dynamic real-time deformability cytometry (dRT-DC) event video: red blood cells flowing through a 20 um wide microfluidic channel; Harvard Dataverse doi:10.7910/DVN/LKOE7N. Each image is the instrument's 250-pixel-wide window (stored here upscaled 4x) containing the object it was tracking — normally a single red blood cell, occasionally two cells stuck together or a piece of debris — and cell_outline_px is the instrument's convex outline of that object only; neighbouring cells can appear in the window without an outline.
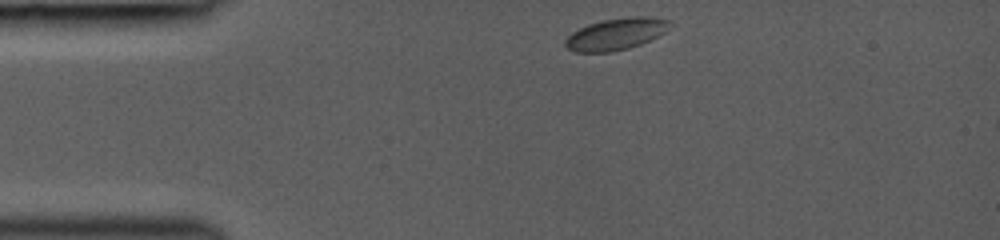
{"species": "common noctule bat (a hibernating species)", "species_latin": "Nyctalus noctula", "temperature_condition": "room temperature", "stored_images_in_passage": 2, "camera_frame_rate_fps": 3000, "um_per_image_px": 0.085, "animal": {"sex": "female", "body_mass_g": 19.0, "forearm_length_mm": 53.3}, "frame": {"image": 1, "passage_image": 1, "time_ms": 0.0, "image_size_px": [1000, 240], "cell_outline_px": [[672, 24], [664, 32], [640, 44], [628, 48], [612, 52], [576, 52], [568, 48], [564, 44], [564, 40], [572, 32], [588, 24], [604, 20], [632, 16], [648, 16], [672, 20]], "centroid_in_image_um": [52.36, 2.88], "position_along_channel_um": 32.6, "area_um2": 19.25}}